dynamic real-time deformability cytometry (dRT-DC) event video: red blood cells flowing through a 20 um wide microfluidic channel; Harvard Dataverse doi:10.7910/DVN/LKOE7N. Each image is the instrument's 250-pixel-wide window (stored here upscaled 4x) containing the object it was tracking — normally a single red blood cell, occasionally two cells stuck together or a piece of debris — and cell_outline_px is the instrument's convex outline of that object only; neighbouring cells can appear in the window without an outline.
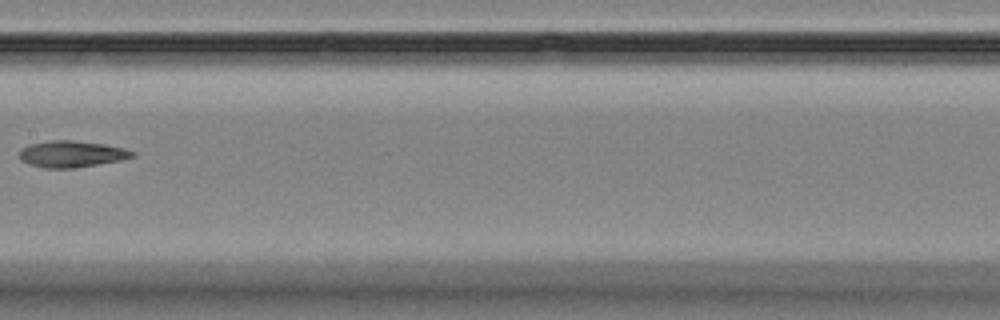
{"species": "Egyptian fruit bat (a non-hibernating species)", "species_latin": "Rousettus aegyptiacus", "temperature_condition": "room temperature", "stored_images_in_passage": 6, "camera_frame_rate_fps": 3000, "um_per_image_px": 0.085, "animal": {"sex": "female"}, "frame": {"image": 1, "passage_image": 5, "time_ms": 4.667, "image_size_px": [1000, 320], "cell_outline_px": [[136, 156], [120, 160], [72, 168], [44, 168], [28, 164], [20, 160], [20, 148], [28, 144], [48, 140], [72, 140], [104, 144], [124, 148], [136, 152]], "centroid_in_image_um": [6.05, 13.08], "position_along_channel_um": 201.3, "area_um2": 17.51}}
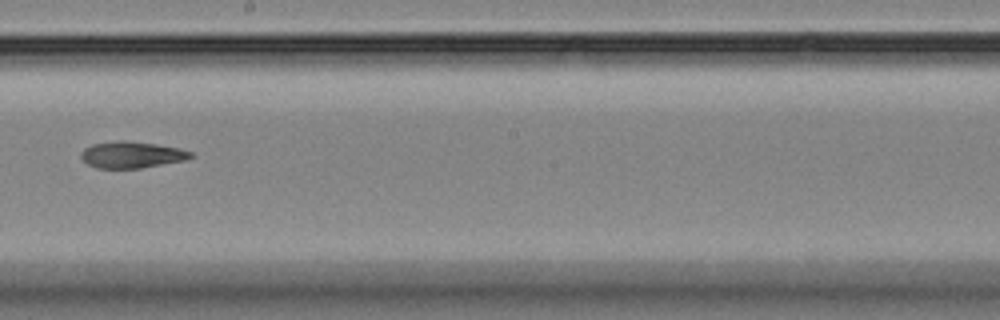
{"frame": {"image": 2, "passage_image": 6, "time_ms": 5.667, "image_size_px": [1000, 320], "cell_outline_px": [[196, 156], [184, 160], [140, 168], [96, 168], [88, 164], [80, 156], [80, 152], [84, 148], [92, 144], [120, 140], [128, 140], [156, 144], [180, 148], [192, 152]], "centroid_in_image_um": [11.2, 13.14], "position_along_channel_um": 237.0, "area_um2": 16.99}}